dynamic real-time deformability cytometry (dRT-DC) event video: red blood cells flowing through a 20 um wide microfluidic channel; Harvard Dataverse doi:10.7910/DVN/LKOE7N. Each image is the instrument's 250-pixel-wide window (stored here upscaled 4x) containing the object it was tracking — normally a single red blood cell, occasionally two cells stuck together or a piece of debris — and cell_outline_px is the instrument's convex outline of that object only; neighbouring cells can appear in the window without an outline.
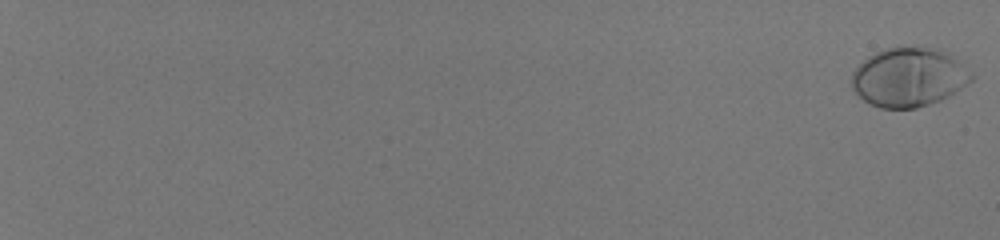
{"species": "human", "species_latin": "Homo sapiens", "temperature_condition": "room temperature", "stored_images_in_passage": 58, "camera_frame_rate_fps": 3000, "um_per_image_px": 0.085, "donor": {"sex": "male"}, "frame": {"image": 1, "passage_image": 1, "time_ms": 0.0, "image_size_px": [1000, 240], "cell_outline_px": [[972, 80], [948, 96], [940, 100], [916, 108], [880, 108], [864, 100], [852, 88], [852, 72], [868, 56], [876, 52], [888, 48], [936, 48], [952, 56], [972, 72]], "centroid_in_image_um": [77.24, 6.58], "position_along_channel_um": 7.8, "area_um2": 40.46}}
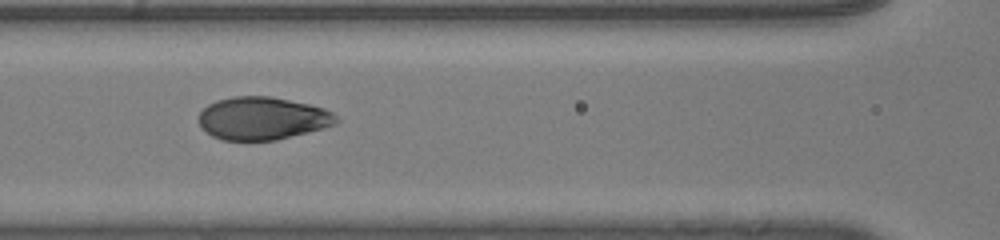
{"frame": {"image": 2, "passage_image": 33, "time_ms": 10.667, "image_size_px": [1000, 240], "cell_outline_px": [[340, 120], [336, 124], [324, 128], [276, 140], [220, 140], [212, 136], [200, 128], [196, 120], [200, 112], [208, 104], [216, 100], [232, 96], [268, 96], [308, 104], [324, 108], [332, 112]], "centroid_in_image_um": [22.26, 10.06], "position_along_channel_um": 144.3, "area_um2": 34.56}}
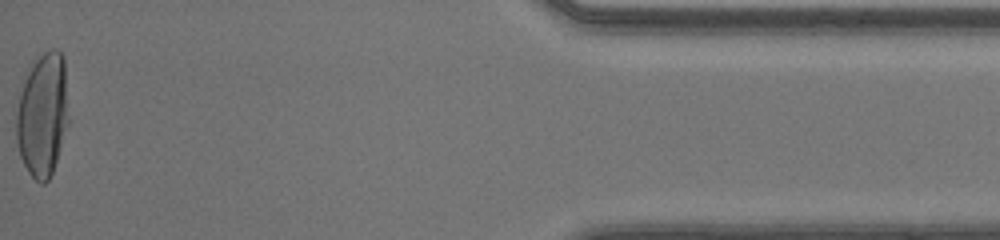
{"frame": {"image": 3, "passage_image": 58, "time_ms": 19.0, "image_size_px": [1000, 240], "cell_outline_px": [[72, 120], [52, 172], [48, 180], [44, 184], [40, 184], [28, 172], [20, 156], [16, 140], [16, 112], [20, 92], [32, 60], [44, 52], [52, 48], [56, 48], [64, 56]], "centroid_in_image_um": [3.68, 9.72], "position_along_channel_um": 431.5, "area_um2": 39.19}, "authors_computed_cell_mechanics": {"area_um2": 36.0383, "velocity_mm_per_s": 4.1129, "shape_relaxation_time_tau1_ms": 3.3574, "shape_relaxation_time_tau2_ms": null, "deformation_change_tau1": 0.2008, "deformation_change_tau2": null}}